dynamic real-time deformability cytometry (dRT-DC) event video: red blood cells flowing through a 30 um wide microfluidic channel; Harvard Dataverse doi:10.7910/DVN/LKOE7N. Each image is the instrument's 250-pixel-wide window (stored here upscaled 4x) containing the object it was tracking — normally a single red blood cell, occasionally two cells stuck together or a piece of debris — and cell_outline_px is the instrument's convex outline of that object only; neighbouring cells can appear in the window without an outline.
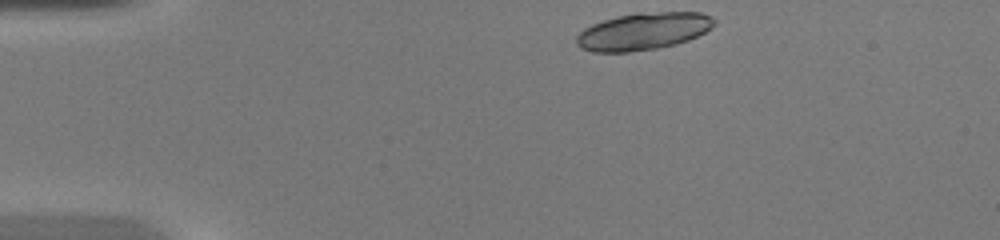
{"species": "common noctule bat (a hibernating species)", "species_latin": "Nyctalus noctula", "temperature_condition": "warm", "stored_images_in_passage": 40, "camera_frame_rate_fps": 3000, "um_per_image_px": 0.085, "animal": {"sex": "female", "body_mass_g": 20.0, "forearm_length_mm": 54.0}, "frame": {"image": 1, "passage_image": 1, "time_ms": 0.0, "image_size_px": [1000, 240], "cell_outline_px": [[716, 24], [712, 28], [688, 40], [676, 44], [656, 48], [628, 52], [592, 52], [580, 48], [576, 44], [576, 36], [584, 28], [592, 24], [616, 16], [636, 12], [700, 12], [716, 20]], "centroid_in_image_um": [54.66, 2.66], "position_along_channel_um": 30.3, "area_um2": 30.0}}